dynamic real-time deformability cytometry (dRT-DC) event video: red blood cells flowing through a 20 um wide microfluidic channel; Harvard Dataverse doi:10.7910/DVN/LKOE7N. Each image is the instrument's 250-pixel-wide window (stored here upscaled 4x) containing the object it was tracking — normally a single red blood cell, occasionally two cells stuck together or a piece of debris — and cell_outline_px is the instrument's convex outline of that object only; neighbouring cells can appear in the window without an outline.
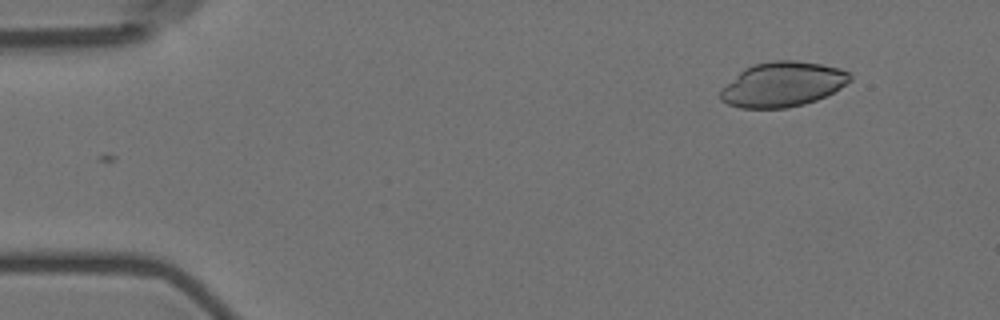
{"species": "Egyptian fruit bat (a non-hibernating species)", "species_latin": "Rousettus aegyptiacus", "temperature_condition": "room temperature", "stored_images_in_passage": 3, "camera_frame_rate_fps": 3000, "um_per_image_px": 0.085, "animal": {"sex": "female"}, "frame": {"image": 1, "passage_image": 3, "time_ms": 2.0, "image_size_px": [1000, 320], "cell_outline_px": [[852, 80], [840, 88], [816, 100], [804, 104], [788, 108], [740, 108], [728, 104], [720, 100], [720, 88], [744, 68], [756, 64], [776, 60], [792, 60], [820, 64], [840, 68], [848, 72], [852, 76]], "centroid_in_image_um": [66.5, 7.18], "position_along_channel_um": 18.5, "area_um2": 33.81}}